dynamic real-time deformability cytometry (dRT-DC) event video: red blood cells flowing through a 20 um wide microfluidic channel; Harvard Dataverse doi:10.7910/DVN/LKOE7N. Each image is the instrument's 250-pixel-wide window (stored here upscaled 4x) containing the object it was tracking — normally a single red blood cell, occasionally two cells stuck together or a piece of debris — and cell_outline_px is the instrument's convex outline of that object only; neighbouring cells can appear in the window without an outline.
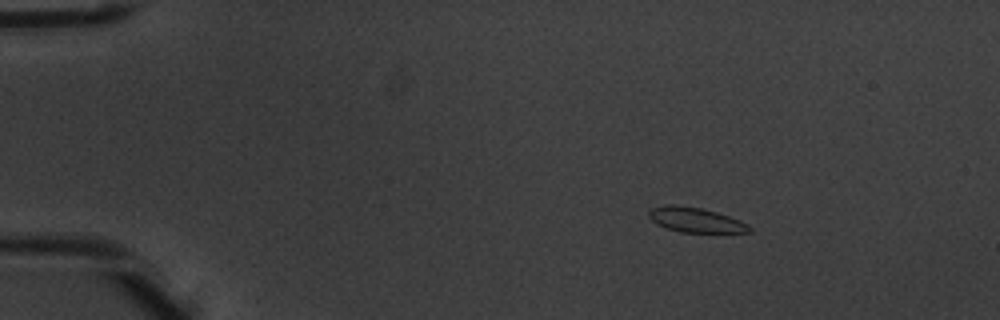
{"species": "common noctule bat (a hibernating species)", "species_latin": "Nyctalus noctula", "temperature_condition": "warm", "stored_images_in_passage": 6, "camera_frame_rate_fps": 3000, "um_per_image_px": 0.085, "animal": {"sex": "male", "body_mass_g": 20.1, "forearm_length_mm": 53.5}, "frame": {"image": 1, "passage_image": 3, "time_ms": 0.667, "image_size_px": [1000, 320], "cell_outline_px": [[752, 232], [680, 232], [656, 224], [648, 216], [648, 212], [652, 208], [664, 204], [676, 204], [700, 208], [716, 212], [728, 216], [748, 224], [752, 228]], "centroid_in_image_um": [59.09, 18.68], "position_along_channel_um": 25.9, "area_um2": 14.45}}
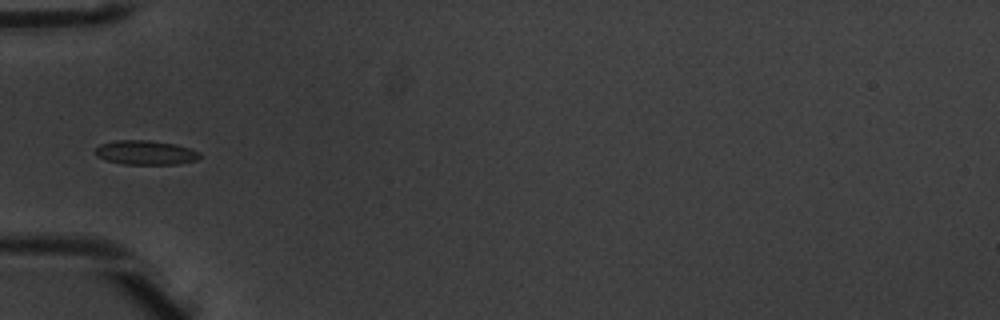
{"frame": {"image": 2, "passage_image": 5, "time_ms": 1.333, "image_size_px": [1000, 320], "cell_outline_px": [[200, 156], [196, 160], [176, 164], [124, 164], [104, 160], [96, 156], [96, 148], [100, 144], [116, 140], [148, 140], [176, 144], [200, 152]], "centroid_in_image_um": [12.35, 12.97], "position_along_channel_um": 72.7, "area_um2": 14.74}}